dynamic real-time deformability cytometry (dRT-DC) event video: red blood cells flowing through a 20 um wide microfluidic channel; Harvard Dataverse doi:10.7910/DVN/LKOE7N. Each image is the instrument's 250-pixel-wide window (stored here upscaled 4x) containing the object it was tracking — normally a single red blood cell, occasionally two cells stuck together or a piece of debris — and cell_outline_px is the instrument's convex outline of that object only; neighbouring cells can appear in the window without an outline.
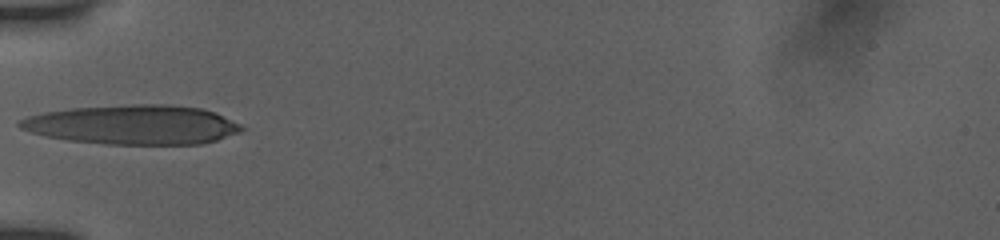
{"species": "human", "species_latin": "Homo sapiens", "temperature_condition": "room temperature", "stored_images_in_passage": 35, "camera_frame_rate_fps": 3000, "um_per_image_px": 0.085, "donor": {"sex": "female"}, "frame": {"image": 1, "passage_image": 1, "time_ms": 0.0, "image_size_px": [1000, 240], "cell_outline_px": [[248, 128], [240, 132], [216, 140], [200, 144], [108, 144], [68, 140], [44, 136], [20, 128], [16, 124], [16, 120], [28, 116], [44, 112], [72, 108], [132, 104], [164, 104], [200, 108], [216, 112]], "centroid_in_image_um": [11.29, 10.6], "position_along_channel_um": 73.7, "area_um2": 51.04}}
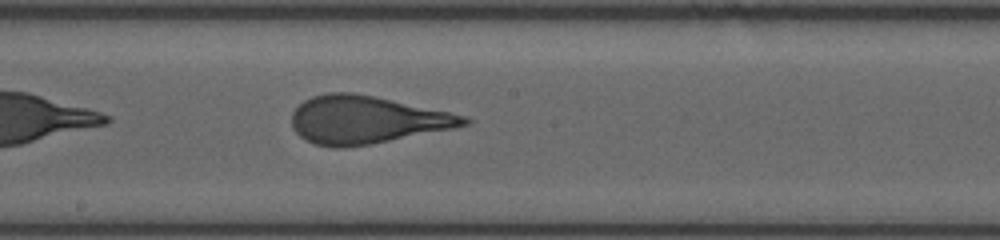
{"frame": {"image": 2, "passage_image": 12, "time_ms": 3.667, "image_size_px": [1000, 240], "cell_outline_px": [[472, 120], [468, 124], [452, 128], [368, 144], [344, 148], [332, 148], [316, 144], [300, 136], [292, 128], [292, 112], [304, 100], [312, 96], [328, 92], [352, 92], [372, 96], [448, 112], [464, 116]], "centroid_in_image_um": [31.07, 10.18], "position_along_channel_um": 217.1, "area_um2": 47.11}}
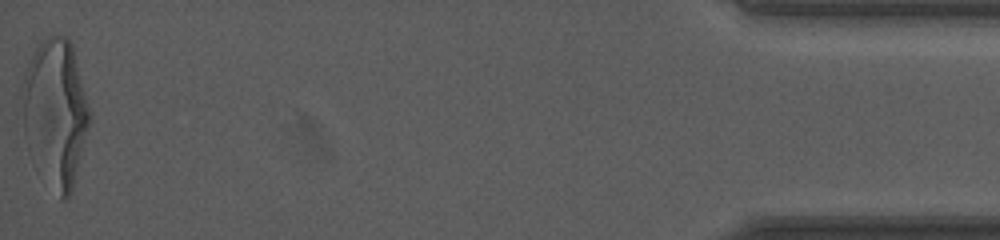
{"frame": {"image": 3, "passage_image": 35, "time_ms": 11.333, "image_size_px": [1000, 240], "cell_outline_px": [[92, 120], [72, 188], [68, 196], [64, 200], [60, 200], [28, 152], [24, 136], [20, 92], [20, 88], [28, 60], [36, 48], [48, 36], [64, 36], [72, 44], [92, 112]], "centroid_in_image_um": [4.71, 9.56], "position_along_channel_um": 430.5, "area_um2": 58.67}, "authors_computed_cell_mechanics": {"area_um2": 48.0896, "velocity_mm_per_s": 3.8937, "shape_relaxation_time_tau1_ms": 4.3014, "shape_relaxation_time_tau2_ms": 0.7661, "deformation_change_tau1": 0.2172, "deformation_change_tau2": 0.1082}}